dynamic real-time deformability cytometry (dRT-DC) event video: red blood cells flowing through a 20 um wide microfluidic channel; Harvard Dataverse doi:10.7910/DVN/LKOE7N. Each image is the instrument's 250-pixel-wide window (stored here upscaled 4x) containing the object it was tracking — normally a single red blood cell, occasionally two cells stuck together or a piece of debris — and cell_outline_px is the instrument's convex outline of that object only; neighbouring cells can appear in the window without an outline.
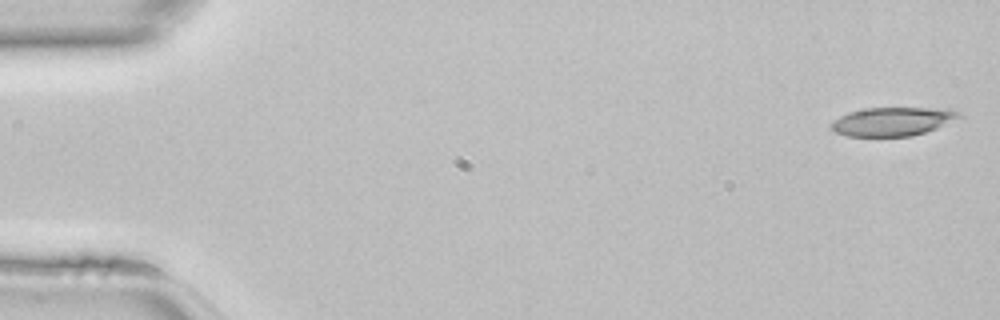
{"species": "common noctule bat (a hibernating species)", "species_latin": "Nyctalus noctula", "temperature_condition": "room temperature", "stored_images_in_passage": 13, "camera_frame_rate_fps": 3000, "um_per_image_px": 0.085, "animal": {"sex": "female", "body_mass_g": 22.7, "forearm_length_mm": 54.2}, "frame": {"image": 1, "passage_image": 1, "time_ms": 0.0, "image_size_px": [1000, 320], "cell_outline_px": [[964, 116], [936, 128], [912, 136], [848, 136], [836, 132], [832, 128], [832, 124], [840, 116], [848, 112], [864, 108], [952, 108], [960, 112]], "centroid_in_image_um": [75.94, 10.31], "position_along_channel_um": 9.1, "area_um2": 21.27}}
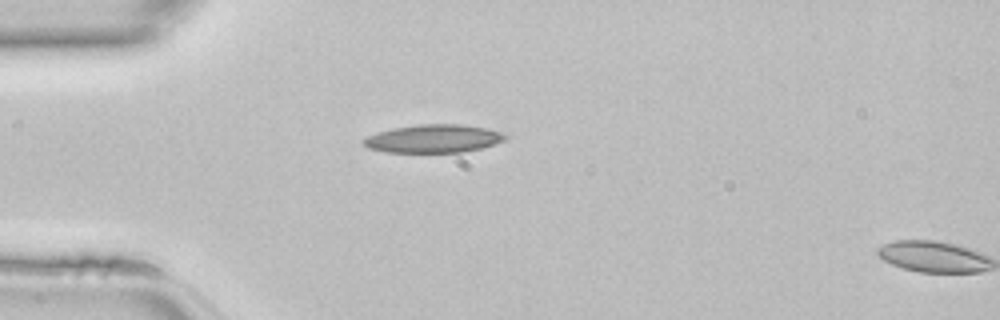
{"frame": {"image": 2, "passage_image": 12, "time_ms": 3.667, "image_size_px": [1000, 320], "cell_outline_px": [[508, 136], [504, 140], [480, 148], [460, 152], [384, 152], [368, 148], [360, 144], [360, 140], [368, 136], [392, 128], [420, 124], [460, 124], [488, 128], [504, 132]], "centroid_in_image_um": [36.82, 11.78], "position_along_channel_um": 48.2, "area_um2": 23.29}}